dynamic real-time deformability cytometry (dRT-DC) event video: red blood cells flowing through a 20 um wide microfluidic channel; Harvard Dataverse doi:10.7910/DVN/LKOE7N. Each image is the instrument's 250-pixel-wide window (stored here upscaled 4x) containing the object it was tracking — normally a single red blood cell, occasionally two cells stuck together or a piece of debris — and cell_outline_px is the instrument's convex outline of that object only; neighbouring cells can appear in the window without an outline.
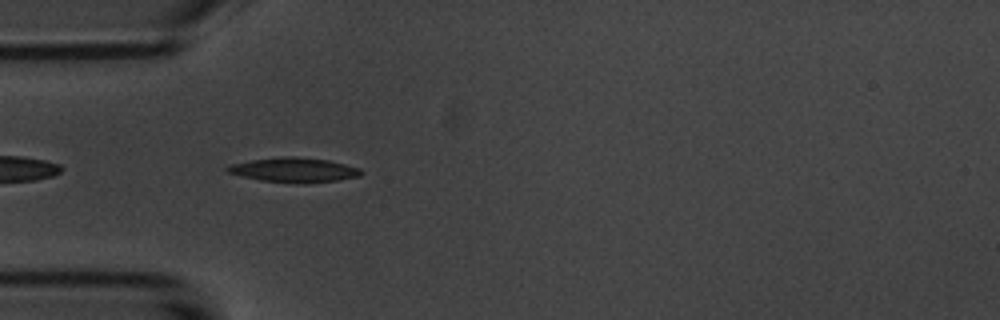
{"species": "common noctule bat (a hibernating species)", "species_latin": "Nyctalus noctula", "temperature_condition": "room temperature", "stored_images_in_passage": 3, "camera_frame_rate_fps": 3000, "um_per_image_px": 0.085, "animal": {"sex": "male", "body_mass_g": 20.1, "forearm_length_mm": 53.5}, "frame": {"image": 1, "passage_image": 2, "time_ms": 1.333, "image_size_px": [1000, 320], "cell_outline_px": [[364, 172], [360, 176], [336, 180], [296, 184], [260, 180], [228, 172], [224, 168], [228, 164], [252, 160], [280, 156], [296, 156], [328, 160], [360, 168]], "centroid_in_image_um": [24.98, 14.44], "position_along_channel_um": 60.0, "area_um2": 19.19}}